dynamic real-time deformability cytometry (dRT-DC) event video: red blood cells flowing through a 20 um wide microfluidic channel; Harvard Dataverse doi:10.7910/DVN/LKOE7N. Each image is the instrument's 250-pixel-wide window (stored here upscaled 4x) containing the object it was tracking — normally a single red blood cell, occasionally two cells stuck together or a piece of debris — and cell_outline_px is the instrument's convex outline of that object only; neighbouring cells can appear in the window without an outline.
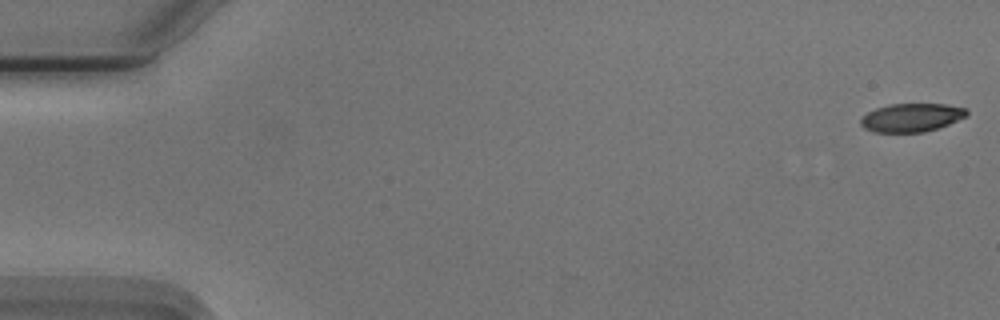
{"species": "Egyptian fruit bat (a non-hibernating species)", "species_latin": "Rousettus aegyptiacus", "temperature_condition": "cold", "stored_images_in_passage": 53, "camera_frame_rate_fps": 3000, "um_per_image_px": 0.085, "animal": {"sex": "male"}, "frame": {"image": 1, "passage_image": 1, "time_ms": 0.0, "image_size_px": [1000, 320], "cell_outline_px": [[968, 112], [964, 116], [948, 124], [924, 132], [876, 132], [864, 128], [860, 124], [860, 120], [868, 112], [876, 108], [888, 104], [948, 104], [968, 108]], "centroid_in_image_um": [77.47, 9.98], "position_along_channel_um": 7.5, "area_um2": 17.4}}
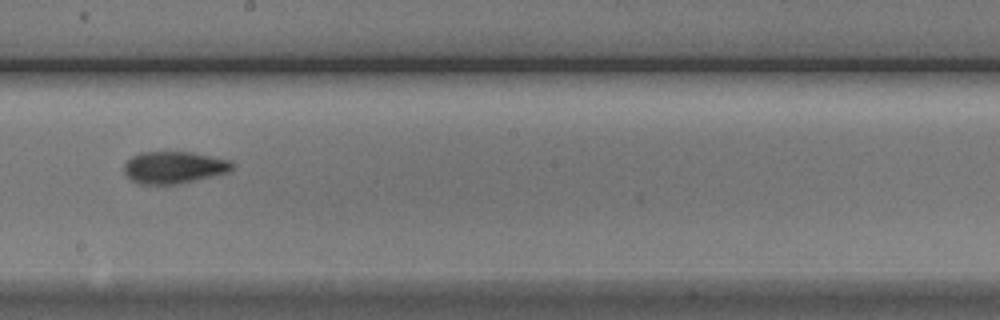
{"frame": {"image": 2, "passage_image": 31, "time_ms": 10.0, "image_size_px": [1000, 320], "cell_outline_px": [[236, 164], [228, 172], [180, 184], [140, 184], [132, 180], [124, 172], [124, 164], [132, 156], [140, 152], [192, 152], [232, 160]], "centroid_in_image_um": [14.81, 14.22], "position_along_channel_um": 233.4, "area_um2": 20.29}}
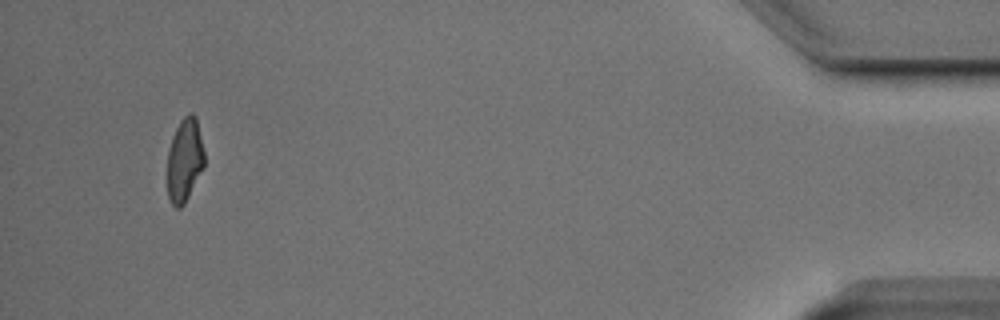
{"frame": {"image": 3, "passage_image": 52, "time_ms": 17.0, "image_size_px": [1000, 320], "cell_outline_px": [[204, 164], [184, 204], [180, 208], [176, 208], [172, 204], [168, 196], [168, 152], [172, 136], [180, 120], [188, 112], [192, 112], [196, 116], [204, 152]], "centroid_in_image_um": [15.68, 13.56], "position_along_channel_um": 419.5, "area_um2": 17.74}}